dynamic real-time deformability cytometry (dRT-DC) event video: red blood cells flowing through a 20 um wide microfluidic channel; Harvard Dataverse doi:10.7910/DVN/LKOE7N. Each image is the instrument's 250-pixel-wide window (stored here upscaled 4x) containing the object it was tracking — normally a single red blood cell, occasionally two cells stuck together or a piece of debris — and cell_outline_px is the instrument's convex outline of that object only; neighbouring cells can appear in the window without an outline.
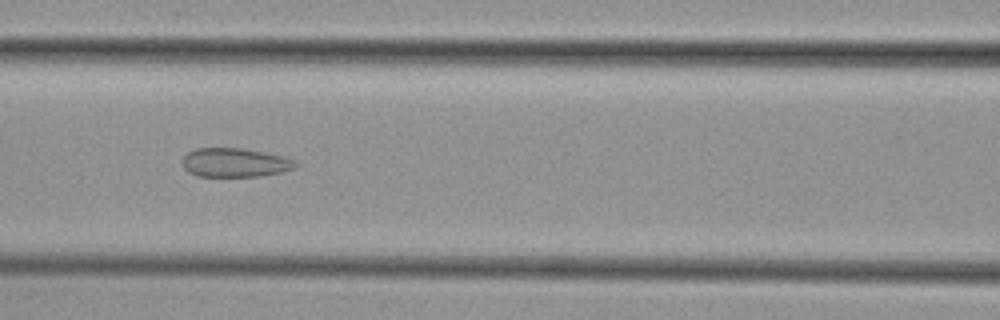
{"species": "common noctule bat (a hibernating species)", "species_latin": "Nyctalus noctula", "temperature_condition": "cold", "stored_images_in_passage": 48, "camera_frame_rate_fps": 3000, "um_per_image_px": 0.085, "animal": {"sex": "female", "body_mass_g": 29.2, "forearm_length_mm": 56.3}, "frame": {"image": 1, "passage_image": 17, "time_ms": 5.333, "image_size_px": [1000, 320], "cell_outline_px": [[296, 168], [280, 172], [260, 176], [196, 176], [188, 172], [180, 164], [184, 156], [188, 152], [196, 148], [244, 148], [284, 156], [292, 160], [296, 164]], "centroid_in_image_um": [19.92, 13.81], "position_along_channel_um": 146.7, "area_um2": 19.13}}
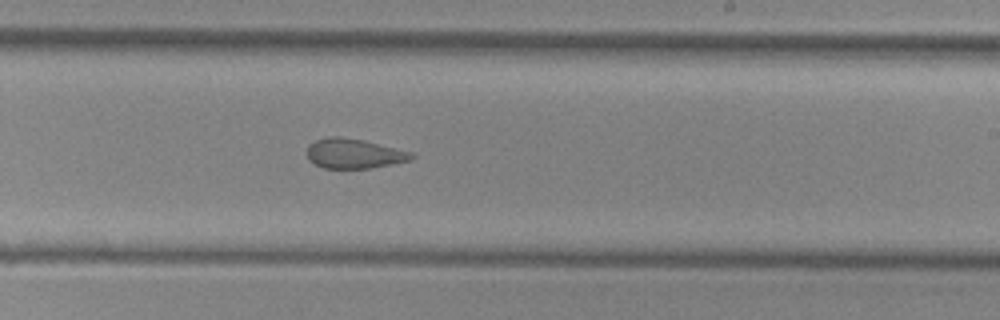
{"frame": {"image": 2, "passage_image": 26, "time_ms": 8.333, "image_size_px": [1000, 320], "cell_outline_px": [[416, 156], [412, 160], [372, 168], [324, 168], [308, 160], [308, 144], [316, 140], [328, 136], [340, 136], [364, 140], [416, 152]], "centroid_in_image_um": [30.16, 13.04], "position_along_channel_um": 258.8, "area_um2": 18.44}}
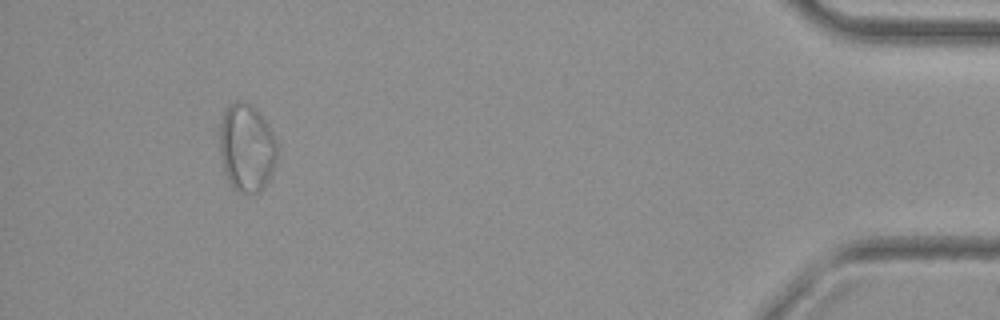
{"frame": {"image": 3, "passage_image": 44, "time_ms": 14.333, "image_size_px": [1000, 320], "cell_outline_px": [[280, 152], [272, 172], [264, 188], [260, 192], [236, 192], [232, 188], [224, 172], [212, 132], [228, 104], [236, 100], [244, 100], [256, 108], [260, 112], [268, 124], [276, 140]], "centroid_in_image_um": [20.88, 12.5], "position_along_channel_um": 414.3, "area_um2": 31.44}, "authors_computed_cell_mechanics": {"area_um2": 22.1952, "velocity_mm_per_s": 3.7508, "shape_relaxation_time_tau1_ms": null, "shape_relaxation_time_tau2_ms": 1.3749, "deformation_change_tau1": null, "deformation_change_tau2": 0.0775}}